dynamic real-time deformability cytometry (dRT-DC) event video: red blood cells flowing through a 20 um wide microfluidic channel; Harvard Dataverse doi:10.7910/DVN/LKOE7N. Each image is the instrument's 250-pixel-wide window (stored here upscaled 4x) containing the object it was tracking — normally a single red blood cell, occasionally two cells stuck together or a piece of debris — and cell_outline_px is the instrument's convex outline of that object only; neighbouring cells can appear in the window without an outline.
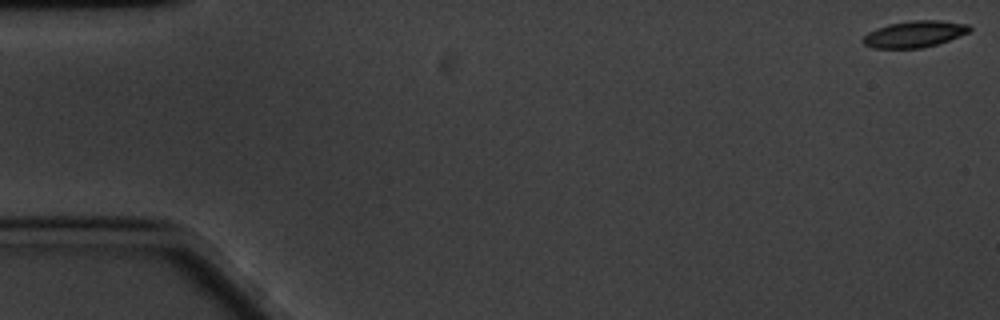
{"species": "common noctule bat (a hibernating species)", "species_latin": "Nyctalus noctula", "temperature_condition": "cold", "stored_images_in_passage": 60, "camera_frame_rate_fps": 3000, "um_per_image_px": 0.085, "animal": {"sex": "male", "body_mass_g": 20.1, "forearm_length_mm": 53.5}, "frame": {"image": 1, "passage_image": 1, "time_ms": 0.0, "image_size_px": [1000, 320], "cell_outline_px": [[972, 28], [968, 32], [948, 40], [936, 44], [920, 48], [872, 48], [864, 44], [860, 40], [868, 32], [876, 28], [888, 24], [912, 20], [940, 20], [968, 24]], "centroid_in_image_um": [77.69, 2.89], "position_along_channel_um": 7.3, "area_um2": 16.42}}
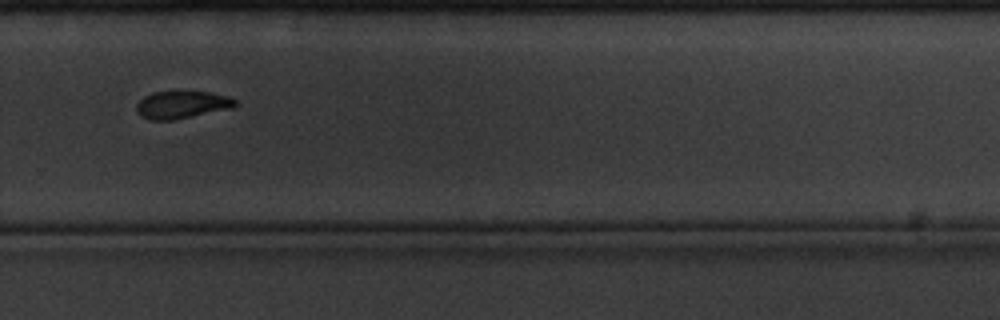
{"frame": {"image": 2, "passage_image": 41, "time_ms": 13.333, "image_size_px": [1000, 320], "cell_outline_px": [[236, 104], [232, 108], [172, 120], [148, 120], [140, 116], [136, 112], [136, 104], [144, 96], [152, 92], [176, 88], [208, 92], [228, 96], [236, 100]], "centroid_in_image_um": [15.4, 8.85], "position_along_channel_um": 314.4, "area_um2": 16.53}}
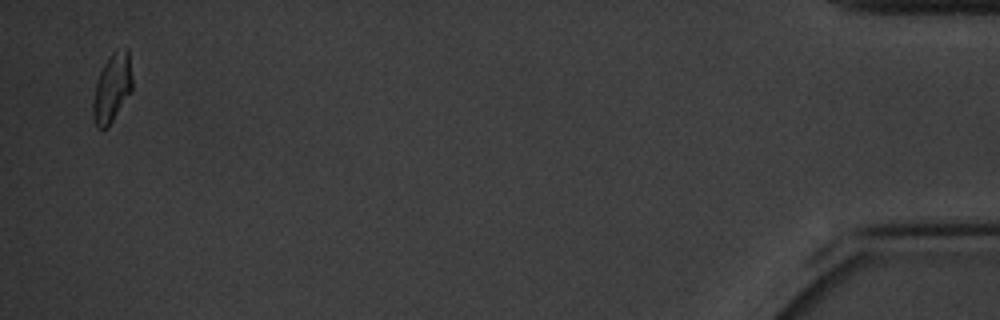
{"frame": {"image": 3, "passage_image": 59, "time_ms": 19.333, "image_size_px": [1000, 320], "cell_outline_px": [[132, 88], [108, 128], [96, 128], [92, 116], [92, 100], [96, 84], [100, 72], [104, 64], [112, 52], [124, 48], [128, 48], [132, 76]], "centroid_in_image_um": [9.51, 7.49], "position_along_channel_um": 425.7, "area_um2": 15.61}, "authors_computed_cell_mechanics": {"area_um2": 16.6464, "velocity_mm_per_s": 3.3048, "shape_relaxation_time_tau1_ms": 3.8142, "shape_relaxation_time_tau2_ms": null, "deformation_change_tau1": 0.1194, "deformation_change_tau2": null}}